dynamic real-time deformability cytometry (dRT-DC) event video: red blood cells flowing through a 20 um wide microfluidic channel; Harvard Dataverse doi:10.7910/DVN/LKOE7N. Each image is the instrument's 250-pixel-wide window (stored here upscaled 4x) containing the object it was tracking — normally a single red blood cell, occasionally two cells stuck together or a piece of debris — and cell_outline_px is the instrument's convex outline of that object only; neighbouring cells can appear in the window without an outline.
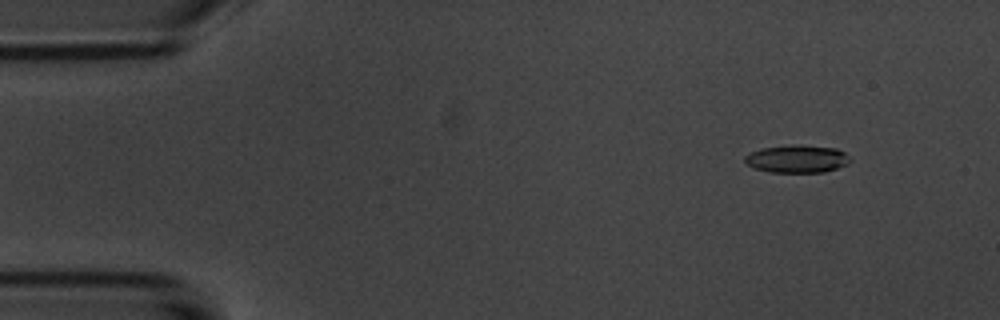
{"species": "common noctule bat (a hibernating species)", "species_latin": "Nyctalus noctula", "temperature_condition": "room temperature", "stored_images_in_passage": 55, "camera_frame_rate_fps": 3000, "um_per_image_px": 0.085, "animal": {"sex": "male", "body_mass_g": 20.1, "forearm_length_mm": 53.5}, "frame": {"image": 1, "passage_image": 6, "time_ms": 1.667, "image_size_px": [1000, 320], "cell_outline_px": [[852, 160], [848, 164], [824, 172], [768, 172], [756, 168], [748, 164], [744, 160], [744, 156], [760, 148], [792, 144], [836, 148], [844, 152]], "centroid_in_image_um": [67.76, 13.5], "position_along_channel_um": 17.2, "area_um2": 16.99}}
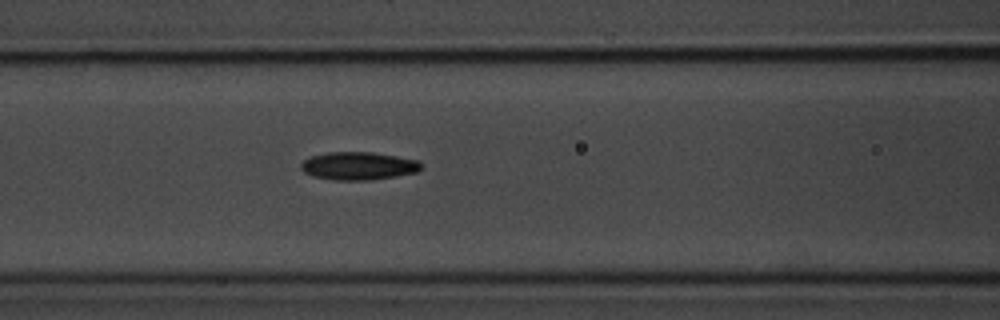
{"frame": {"image": 2, "passage_image": 23, "time_ms": 7.333, "image_size_px": [1000, 320], "cell_outline_px": [[420, 168], [416, 172], [368, 180], [336, 180], [312, 176], [304, 172], [300, 168], [300, 164], [304, 160], [312, 156], [328, 152], [372, 152], [420, 160]], "centroid_in_image_um": [30.43, 14.09], "position_along_channel_um": 136.2, "area_um2": 19.36}}
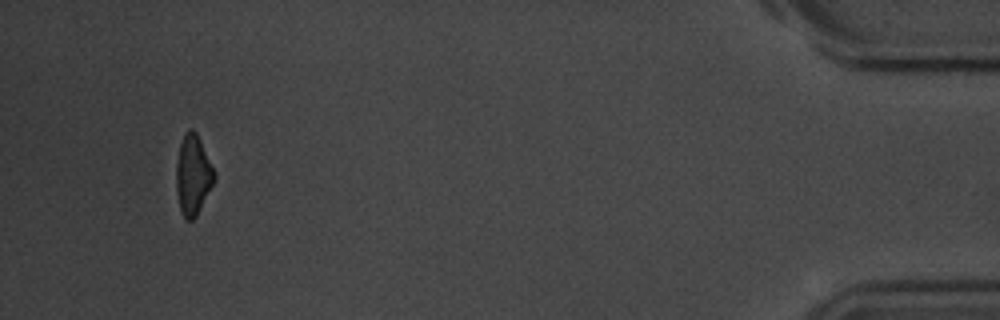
{"frame": {"image": 3, "passage_image": 52, "time_ms": 17.0, "image_size_px": [1000, 320], "cell_outline_px": [[216, 180], [196, 216], [192, 220], [184, 220], [180, 208], [176, 192], [176, 164], [180, 144], [184, 132], [188, 128], [192, 128], [196, 132], [200, 140], [216, 176]], "centroid_in_image_um": [16.39, 14.88], "position_along_channel_um": 418.8, "area_um2": 17.74}, "authors_computed_cell_mechanics": {"area_um2": 18.3804, "velocity_mm_per_s": 3.7007, "shape_relaxation_time_tau1_ms": 2.8458, "shape_relaxation_time_tau2_ms": 4.3008, "deformation_change_tau1": 0.1198, "deformation_change_tau2": 0.1188}}